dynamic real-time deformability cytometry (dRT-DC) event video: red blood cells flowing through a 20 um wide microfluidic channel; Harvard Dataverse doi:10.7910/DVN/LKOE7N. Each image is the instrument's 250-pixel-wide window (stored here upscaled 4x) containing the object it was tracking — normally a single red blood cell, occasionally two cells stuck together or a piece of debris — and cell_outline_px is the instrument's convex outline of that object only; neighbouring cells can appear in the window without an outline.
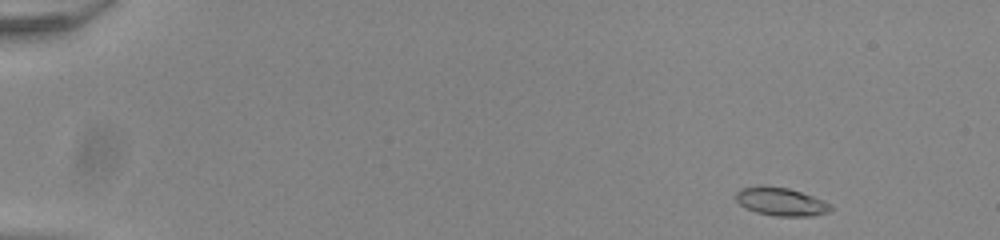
{"species": "common noctule bat (a hibernating species)", "species_latin": "Nyctalus noctula", "temperature_condition": "room temperature", "stored_images_in_passage": 49, "camera_frame_rate_fps": 3000, "um_per_image_px": 0.085, "animal": {"sex": "male", "body_mass_g": 20.0, "forearm_length_mm": 53.3}, "frame": {"image": 1, "passage_image": 1, "time_ms": 0.0, "image_size_px": [1000, 240], "cell_outline_px": [[832, 208], [828, 212], [812, 216], [776, 216], [756, 212], [744, 208], [736, 200], [736, 192], [740, 188], [756, 184], [764, 184], [788, 188], [824, 200], [832, 204]], "centroid_in_image_um": [66.34, 17.12], "position_along_channel_um": 18.7, "area_um2": 15.9}}
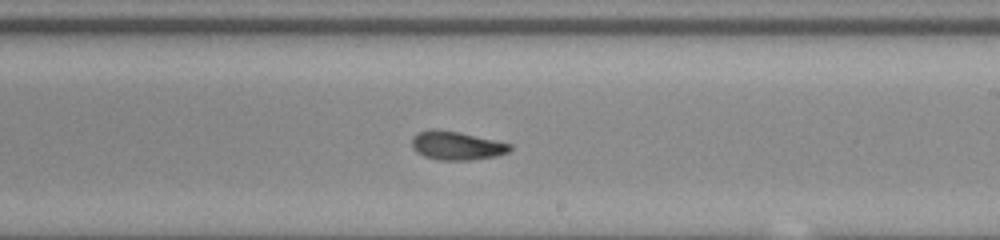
{"frame": {"image": 2, "passage_image": 29, "time_ms": 9.333, "image_size_px": [1000, 240], "cell_outline_px": [[512, 148], [508, 152], [492, 156], [468, 160], [440, 160], [424, 156], [416, 152], [412, 148], [412, 136], [416, 132], [432, 128], [460, 132], [512, 144]], "centroid_in_image_um": [38.75, 12.36], "position_along_channel_um": 250.2, "area_um2": 16.36}}
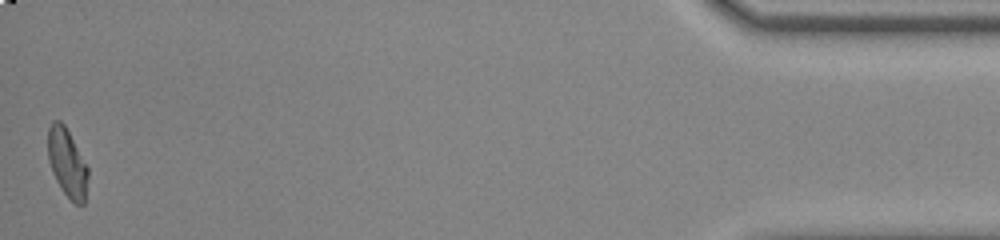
{"frame": {"image": 3, "passage_image": 49, "time_ms": 16.0, "image_size_px": [1000, 240], "cell_outline_px": [[88, 176], [84, 204], [76, 204], [60, 188], [52, 172], [48, 160], [48, 128], [52, 120], [60, 120], [64, 124], [88, 168]], "centroid_in_image_um": [5.69, 13.83], "position_along_channel_um": 429.5, "area_um2": 15.78}, "authors_computed_cell_mechanics": {"area_um2": 16.2418, "velocity_mm_per_s": 3.9085, "shape_relaxation_time_tau1_ms": 7.1945, "shape_relaxation_time_tau2_ms": 2.0534, "deformation_change_tau1": 0.1948, "deformation_change_tau2": 0.0855}}